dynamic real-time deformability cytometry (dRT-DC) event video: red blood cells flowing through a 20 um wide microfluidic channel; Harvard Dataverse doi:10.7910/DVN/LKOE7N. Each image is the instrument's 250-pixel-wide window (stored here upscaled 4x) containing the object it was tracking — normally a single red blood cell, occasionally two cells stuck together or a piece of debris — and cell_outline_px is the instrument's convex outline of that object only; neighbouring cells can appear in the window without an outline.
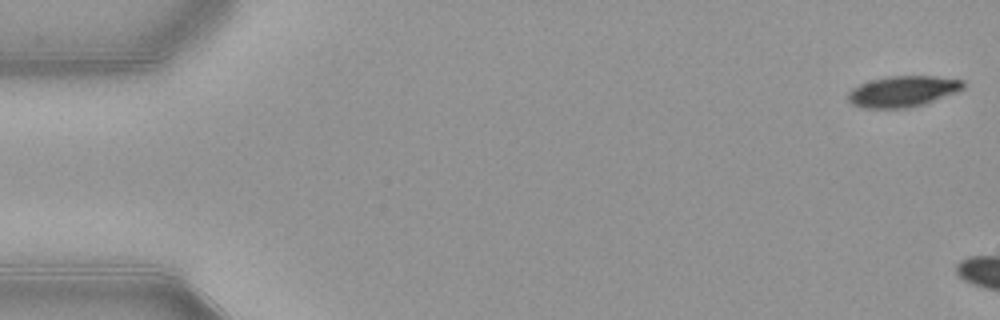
{"species": "common noctule bat (a hibernating species)", "species_latin": "Nyctalus noctula", "temperature_condition": "warm", "stored_images_in_passage": 5, "camera_frame_rate_fps": 3000, "um_per_image_px": 0.085, "animal": {"sex": "female", "body_mass_g": 21.9}, "frame": {"image": 1, "passage_image": 1, "time_ms": 0.0, "image_size_px": [1000, 320], "cell_outline_px": [[964, 88], [956, 92], [924, 104], [908, 108], [864, 108], [852, 104], [848, 100], [848, 92], [852, 88], [860, 84], [872, 80], [888, 76], [936, 76], [964, 80]], "centroid_in_image_um": [76.74, 7.76], "position_along_channel_um": 8.3, "area_um2": 20.75}}